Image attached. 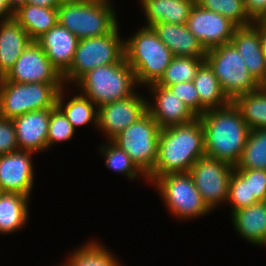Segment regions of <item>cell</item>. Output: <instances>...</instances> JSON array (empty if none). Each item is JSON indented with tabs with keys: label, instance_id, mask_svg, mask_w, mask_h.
Segmentation results:
<instances>
[{
	"label": "cell",
	"instance_id": "cell-1",
	"mask_svg": "<svg viewBox=\"0 0 266 266\" xmlns=\"http://www.w3.org/2000/svg\"><path fill=\"white\" fill-rule=\"evenodd\" d=\"M203 156L204 129L199 117L187 124L163 128L158 139V158L147 176L148 182L166 174L189 172Z\"/></svg>",
	"mask_w": 266,
	"mask_h": 266
},
{
	"label": "cell",
	"instance_id": "cell-2",
	"mask_svg": "<svg viewBox=\"0 0 266 266\" xmlns=\"http://www.w3.org/2000/svg\"><path fill=\"white\" fill-rule=\"evenodd\" d=\"M199 119L204 129L205 155L235 167L250 132L238 108L230 102L207 110Z\"/></svg>",
	"mask_w": 266,
	"mask_h": 266
},
{
	"label": "cell",
	"instance_id": "cell-3",
	"mask_svg": "<svg viewBox=\"0 0 266 266\" xmlns=\"http://www.w3.org/2000/svg\"><path fill=\"white\" fill-rule=\"evenodd\" d=\"M173 57L152 27L143 26L125 39V59L133 69L139 87L156 83Z\"/></svg>",
	"mask_w": 266,
	"mask_h": 266
},
{
	"label": "cell",
	"instance_id": "cell-4",
	"mask_svg": "<svg viewBox=\"0 0 266 266\" xmlns=\"http://www.w3.org/2000/svg\"><path fill=\"white\" fill-rule=\"evenodd\" d=\"M75 86L97 107L125 99L138 90L134 71L126 59L94 68L82 76Z\"/></svg>",
	"mask_w": 266,
	"mask_h": 266
},
{
	"label": "cell",
	"instance_id": "cell-5",
	"mask_svg": "<svg viewBox=\"0 0 266 266\" xmlns=\"http://www.w3.org/2000/svg\"><path fill=\"white\" fill-rule=\"evenodd\" d=\"M58 23L79 40L109 34L117 25L112 1L82 2L62 0L57 8Z\"/></svg>",
	"mask_w": 266,
	"mask_h": 266
},
{
	"label": "cell",
	"instance_id": "cell-6",
	"mask_svg": "<svg viewBox=\"0 0 266 266\" xmlns=\"http://www.w3.org/2000/svg\"><path fill=\"white\" fill-rule=\"evenodd\" d=\"M125 59V40L117 25L109 34L79 40L70 68L62 75L65 85L75 84L96 67L120 63ZM69 82V83H68Z\"/></svg>",
	"mask_w": 266,
	"mask_h": 266
},
{
	"label": "cell",
	"instance_id": "cell-7",
	"mask_svg": "<svg viewBox=\"0 0 266 266\" xmlns=\"http://www.w3.org/2000/svg\"><path fill=\"white\" fill-rule=\"evenodd\" d=\"M64 83H17L0 80V116L13 119L31 111L54 108Z\"/></svg>",
	"mask_w": 266,
	"mask_h": 266
},
{
	"label": "cell",
	"instance_id": "cell-8",
	"mask_svg": "<svg viewBox=\"0 0 266 266\" xmlns=\"http://www.w3.org/2000/svg\"><path fill=\"white\" fill-rule=\"evenodd\" d=\"M152 184L168 211L177 219L186 221L212 212L195 187L189 172L158 176Z\"/></svg>",
	"mask_w": 266,
	"mask_h": 266
},
{
	"label": "cell",
	"instance_id": "cell-9",
	"mask_svg": "<svg viewBox=\"0 0 266 266\" xmlns=\"http://www.w3.org/2000/svg\"><path fill=\"white\" fill-rule=\"evenodd\" d=\"M205 61L213 69L223 93L231 102L237 96L261 87L249 73L243 58L231 43L207 50Z\"/></svg>",
	"mask_w": 266,
	"mask_h": 266
},
{
	"label": "cell",
	"instance_id": "cell-10",
	"mask_svg": "<svg viewBox=\"0 0 266 266\" xmlns=\"http://www.w3.org/2000/svg\"><path fill=\"white\" fill-rule=\"evenodd\" d=\"M160 131L158 123L147 112L112 141L129 155L136 167L147 177L158 158Z\"/></svg>",
	"mask_w": 266,
	"mask_h": 266
},
{
	"label": "cell",
	"instance_id": "cell-11",
	"mask_svg": "<svg viewBox=\"0 0 266 266\" xmlns=\"http://www.w3.org/2000/svg\"><path fill=\"white\" fill-rule=\"evenodd\" d=\"M234 169V166L206 155L192 165L189 173L211 210L227 202L229 182Z\"/></svg>",
	"mask_w": 266,
	"mask_h": 266
},
{
	"label": "cell",
	"instance_id": "cell-12",
	"mask_svg": "<svg viewBox=\"0 0 266 266\" xmlns=\"http://www.w3.org/2000/svg\"><path fill=\"white\" fill-rule=\"evenodd\" d=\"M0 80L17 83H64L60 72L35 41L27 46L13 67Z\"/></svg>",
	"mask_w": 266,
	"mask_h": 266
},
{
	"label": "cell",
	"instance_id": "cell-13",
	"mask_svg": "<svg viewBox=\"0 0 266 266\" xmlns=\"http://www.w3.org/2000/svg\"><path fill=\"white\" fill-rule=\"evenodd\" d=\"M138 91L133 95L98 107V127L108 141L147 113V97Z\"/></svg>",
	"mask_w": 266,
	"mask_h": 266
},
{
	"label": "cell",
	"instance_id": "cell-14",
	"mask_svg": "<svg viewBox=\"0 0 266 266\" xmlns=\"http://www.w3.org/2000/svg\"><path fill=\"white\" fill-rule=\"evenodd\" d=\"M186 25L205 50L230 43L237 26L219 13L204 9L196 3Z\"/></svg>",
	"mask_w": 266,
	"mask_h": 266
},
{
	"label": "cell",
	"instance_id": "cell-15",
	"mask_svg": "<svg viewBox=\"0 0 266 266\" xmlns=\"http://www.w3.org/2000/svg\"><path fill=\"white\" fill-rule=\"evenodd\" d=\"M30 151L17 150L0 155V191L19 193L31 198L34 170Z\"/></svg>",
	"mask_w": 266,
	"mask_h": 266
},
{
	"label": "cell",
	"instance_id": "cell-16",
	"mask_svg": "<svg viewBox=\"0 0 266 266\" xmlns=\"http://www.w3.org/2000/svg\"><path fill=\"white\" fill-rule=\"evenodd\" d=\"M154 100L147 99V112L163 129L192 122L197 116L167 87L147 85Z\"/></svg>",
	"mask_w": 266,
	"mask_h": 266
},
{
	"label": "cell",
	"instance_id": "cell-17",
	"mask_svg": "<svg viewBox=\"0 0 266 266\" xmlns=\"http://www.w3.org/2000/svg\"><path fill=\"white\" fill-rule=\"evenodd\" d=\"M31 111L13 118L19 150L38 153L47 150V136L51 110Z\"/></svg>",
	"mask_w": 266,
	"mask_h": 266
},
{
	"label": "cell",
	"instance_id": "cell-18",
	"mask_svg": "<svg viewBox=\"0 0 266 266\" xmlns=\"http://www.w3.org/2000/svg\"><path fill=\"white\" fill-rule=\"evenodd\" d=\"M35 42L45 51L52 65L63 75L72 64L79 39L57 23Z\"/></svg>",
	"mask_w": 266,
	"mask_h": 266
},
{
	"label": "cell",
	"instance_id": "cell-19",
	"mask_svg": "<svg viewBox=\"0 0 266 266\" xmlns=\"http://www.w3.org/2000/svg\"><path fill=\"white\" fill-rule=\"evenodd\" d=\"M230 43L243 58L249 73L262 85L266 81V57L258 29L253 24L237 27Z\"/></svg>",
	"mask_w": 266,
	"mask_h": 266
},
{
	"label": "cell",
	"instance_id": "cell-20",
	"mask_svg": "<svg viewBox=\"0 0 266 266\" xmlns=\"http://www.w3.org/2000/svg\"><path fill=\"white\" fill-rule=\"evenodd\" d=\"M159 39L174 56L205 58L206 50L186 24L156 23L152 26Z\"/></svg>",
	"mask_w": 266,
	"mask_h": 266
},
{
	"label": "cell",
	"instance_id": "cell-21",
	"mask_svg": "<svg viewBox=\"0 0 266 266\" xmlns=\"http://www.w3.org/2000/svg\"><path fill=\"white\" fill-rule=\"evenodd\" d=\"M31 42L27 32L13 17L0 20V78L9 72Z\"/></svg>",
	"mask_w": 266,
	"mask_h": 266
},
{
	"label": "cell",
	"instance_id": "cell-22",
	"mask_svg": "<svg viewBox=\"0 0 266 266\" xmlns=\"http://www.w3.org/2000/svg\"><path fill=\"white\" fill-rule=\"evenodd\" d=\"M146 27L156 23L186 24L195 0H140Z\"/></svg>",
	"mask_w": 266,
	"mask_h": 266
},
{
	"label": "cell",
	"instance_id": "cell-23",
	"mask_svg": "<svg viewBox=\"0 0 266 266\" xmlns=\"http://www.w3.org/2000/svg\"><path fill=\"white\" fill-rule=\"evenodd\" d=\"M232 224L239 236L259 246L266 236V201H259L231 214Z\"/></svg>",
	"mask_w": 266,
	"mask_h": 266
},
{
	"label": "cell",
	"instance_id": "cell-24",
	"mask_svg": "<svg viewBox=\"0 0 266 266\" xmlns=\"http://www.w3.org/2000/svg\"><path fill=\"white\" fill-rule=\"evenodd\" d=\"M13 18L36 41L58 23L57 8H45L26 3L18 7Z\"/></svg>",
	"mask_w": 266,
	"mask_h": 266
},
{
	"label": "cell",
	"instance_id": "cell-25",
	"mask_svg": "<svg viewBox=\"0 0 266 266\" xmlns=\"http://www.w3.org/2000/svg\"><path fill=\"white\" fill-rule=\"evenodd\" d=\"M30 197L19 193H0V234L20 231L29 220Z\"/></svg>",
	"mask_w": 266,
	"mask_h": 266
},
{
	"label": "cell",
	"instance_id": "cell-26",
	"mask_svg": "<svg viewBox=\"0 0 266 266\" xmlns=\"http://www.w3.org/2000/svg\"><path fill=\"white\" fill-rule=\"evenodd\" d=\"M200 99V116L207 110L221 108L231 101L223 93L213 69L204 61L193 79Z\"/></svg>",
	"mask_w": 266,
	"mask_h": 266
},
{
	"label": "cell",
	"instance_id": "cell-27",
	"mask_svg": "<svg viewBox=\"0 0 266 266\" xmlns=\"http://www.w3.org/2000/svg\"><path fill=\"white\" fill-rule=\"evenodd\" d=\"M63 87L57 96V106L67 117L68 121L76 130L77 127L93 124L98 127V107L81 93L74 95L69 101L65 102Z\"/></svg>",
	"mask_w": 266,
	"mask_h": 266
},
{
	"label": "cell",
	"instance_id": "cell-28",
	"mask_svg": "<svg viewBox=\"0 0 266 266\" xmlns=\"http://www.w3.org/2000/svg\"><path fill=\"white\" fill-rule=\"evenodd\" d=\"M233 104L241 113L250 130L266 129V90H258L237 96Z\"/></svg>",
	"mask_w": 266,
	"mask_h": 266
},
{
	"label": "cell",
	"instance_id": "cell-29",
	"mask_svg": "<svg viewBox=\"0 0 266 266\" xmlns=\"http://www.w3.org/2000/svg\"><path fill=\"white\" fill-rule=\"evenodd\" d=\"M101 243L96 240L85 243L68 256L67 262L71 266H122L118 258Z\"/></svg>",
	"mask_w": 266,
	"mask_h": 266
},
{
	"label": "cell",
	"instance_id": "cell-30",
	"mask_svg": "<svg viewBox=\"0 0 266 266\" xmlns=\"http://www.w3.org/2000/svg\"><path fill=\"white\" fill-rule=\"evenodd\" d=\"M235 169L266 170V129L250 130Z\"/></svg>",
	"mask_w": 266,
	"mask_h": 266
},
{
	"label": "cell",
	"instance_id": "cell-31",
	"mask_svg": "<svg viewBox=\"0 0 266 266\" xmlns=\"http://www.w3.org/2000/svg\"><path fill=\"white\" fill-rule=\"evenodd\" d=\"M99 148V152L105 158V166L116 173L125 175L129 180L140 176L148 182L147 177L136 167L129 155L113 141H106Z\"/></svg>",
	"mask_w": 266,
	"mask_h": 266
},
{
	"label": "cell",
	"instance_id": "cell-32",
	"mask_svg": "<svg viewBox=\"0 0 266 266\" xmlns=\"http://www.w3.org/2000/svg\"><path fill=\"white\" fill-rule=\"evenodd\" d=\"M204 61L205 58L174 56L156 84L168 88L179 82L193 81L198 68Z\"/></svg>",
	"mask_w": 266,
	"mask_h": 266
},
{
	"label": "cell",
	"instance_id": "cell-33",
	"mask_svg": "<svg viewBox=\"0 0 266 266\" xmlns=\"http://www.w3.org/2000/svg\"><path fill=\"white\" fill-rule=\"evenodd\" d=\"M257 202L259 201L256 197H251L250 175L244 169H234L229 182L226 202L231 206V213Z\"/></svg>",
	"mask_w": 266,
	"mask_h": 266
},
{
	"label": "cell",
	"instance_id": "cell-34",
	"mask_svg": "<svg viewBox=\"0 0 266 266\" xmlns=\"http://www.w3.org/2000/svg\"><path fill=\"white\" fill-rule=\"evenodd\" d=\"M195 3L204 9L221 14L237 27L253 23L246 12L244 0H195Z\"/></svg>",
	"mask_w": 266,
	"mask_h": 266
},
{
	"label": "cell",
	"instance_id": "cell-35",
	"mask_svg": "<svg viewBox=\"0 0 266 266\" xmlns=\"http://www.w3.org/2000/svg\"><path fill=\"white\" fill-rule=\"evenodd\" d=\"M76 130L73 125L68 121L62 110L56 105L51 110L48 136H47V150L52 148L53 144L57 142H65L70 140Z\"/></svg>",
	"mask_w": 266,
	"mask_h": 266
},
{
	"label": "cell",
	"instance_id": "cell-36",
	"mask_svg": "<svg viewBox=\"0 0 266 266\" xmlns=\"http://www.w3.org/2000/svg\"><path fill=\"white\" fill-rule=\"evenodd\" d=\"M197 116H200V99L193 81L179 82L168 87Z\"/></svg>",
	"mask_w": 266,
	"mask_h": 266
},
{
	"label": "cell",
	"instance_id": "cell-37",
	"mask_svg": "<svg viewBox=\"0 0 266 266\" xmlns=\"http://www.w3.org/2000/svg\"><path fill=\"white\" fill-rule=\"evenodd\" d=\"M17 150L19 148L13 121L0 116V155Z\"/></svg>",
	"mask_w": 266,
	"mask_h": 266
},
{
	"label": "cell",
	"instance_id": "cell-38",
	"mask_svg": "<svg viewBox=\"0 0 266 266\" xmlns=\"http://www.w3.org/2000/svg\"><path fill=\"white\" fill-rule=\"evenodd\" d=\"M250 175L251 197L266 201V170L244 169Z\"/></svg>",
	"mask_w": 266,
	"mask_h": 266
},
{
	"label": "cell",
	"instance_id": "cell-39",
	"mask_svg": "<svg viewBox=\"0 0 266 266\" xmlns=\"http://www.w3.org/2000/svg\"><path fill=\"white\" fill-rule=\"evenodd\" d=\"M247 14L254 21L266 13V0H244Z\"/></svg>",
	"mask_w": 266,
	"mask_h": 266
},
{
	"label": "cell",
	"instance_id": "cell-40",
	"mask_svg": "<svg viewBox=\"0 0 266 266\" xmlns=\"http://www.w3.org/2000/svg\"><path fill=\"white\" fill-rule=\"evenodd\" d=\"M252 24L258 29L261 47L266 57V25L260 19L254 20Z\"/></svg>",
	"mask_w": 266,
	"mask_h": 266
},
{
	"label": "cell",
	"instance_id": "cell-41",
	"mask_svg": "<svg viewBox=\"0 0 266 266\" xmlns=\"http://www.w3.org/2000/svg\"><path fill=\"white\" fill-rule=\"evenodd\" d=\"M61 0H27L26 3L45 7V8H58Z\"/></svg>",
	"mask_w": 266,
	"mask_h": 266
},
{
	"label": "cell",
	"instance_id": "cell-42",
	"mask_svg": "<svg viewBox=\"0 0 266 266\" xmlns=\"http://www.w3.org/2000/svg\"><path fill=\"white\" fill-rule=\"evenodd\" d=\"M14 11L10 8L7 0H0V19L6 20L13 17Z\"/></svg>",
	"mask_w": 266,
	"mask_h": 266
},
{
	"label": "cell",
	"instance_id": "cell-43",
	"mask_svg": "<svg viewBox=\"0 0 266 266\" xmlns=\"http://www.w3.org/2000/svg\"><path fill=\"white\" fill-rule=\"evenodd\" d=\"M10 8L15 11L18 7L25 5L27 0H7Z\"/></svg>",
	"mask_w": 266,
	"mask_h": 266
},
{
	"label": "cell",
	"instance_id": "cell-44",
	"mask_svg": "<svg viewBox=\"0 0 266 266\" xmlns=\"http://www.w3.org/2000/svg\"><path fill=\"white\" fill-rule=\"evenodd\" d=\"M76 1H82V2H106L111 0H76Z\"/></svg>",
	"mask_w": 266,
	"mask_h": 266
},
{
	"label": "cell",
	"instance_id": "cell-45",
	"mask_svg": "<svg viewBox=\"0 0 266 266\" xmlns=\"http://www.w3.org/2000/svg\"><path fill=\"white\" fill-rule=\"evenodd\" d=\"M260 20L266 25V13L260 18Z\"/></svg>",
	"mask_w": 266,
	"mask_h": 266
},
{
	"label": "cell",
	"instance_id": "cell-46",
	"mask_svg": "<svg viewBox=\"0 0 266 266\" xmlns=\"http://www.w3.org/2000/svg\"><path fill=\"white\" fill-rule=\"evenodd\" d=\"M259 246L260 247L261 246H266V236L264 237L263 241L261 242V244Z\"/></svg>",
	"mask_w": 266,
	"mask_h": 266
},
{
	"label": "cell",
	"instance_id": "cell-47",
	"mask_svg": "<svg viewBox=\"0 0 266 266\" xmlns=\"http://www.w3.org/2000/svg\"><path fill=\"white\" fill-rule=\"evenodd\" d=\"M63 265H58V266H71L67 261H66V263L64 262V263H62ZM57 266V265H56Z\"/></svg>",
	"mask_w": 266,
	"mask_h": 266
},
{
	"label": "cell",
	"instance_id": "cell-48",
	"mask_svg": "<svg viewBox=\"0 0 266 266\" xmlns=\"http://www.w3.org/2000/svg\"><path fill=\"white\" fill-rule=\"evenodd\" d=\"M261 86L266 90V81Z\"/></svg>",
	"mask_w": 266,
	"mask_h": 266
}]
</instances>
